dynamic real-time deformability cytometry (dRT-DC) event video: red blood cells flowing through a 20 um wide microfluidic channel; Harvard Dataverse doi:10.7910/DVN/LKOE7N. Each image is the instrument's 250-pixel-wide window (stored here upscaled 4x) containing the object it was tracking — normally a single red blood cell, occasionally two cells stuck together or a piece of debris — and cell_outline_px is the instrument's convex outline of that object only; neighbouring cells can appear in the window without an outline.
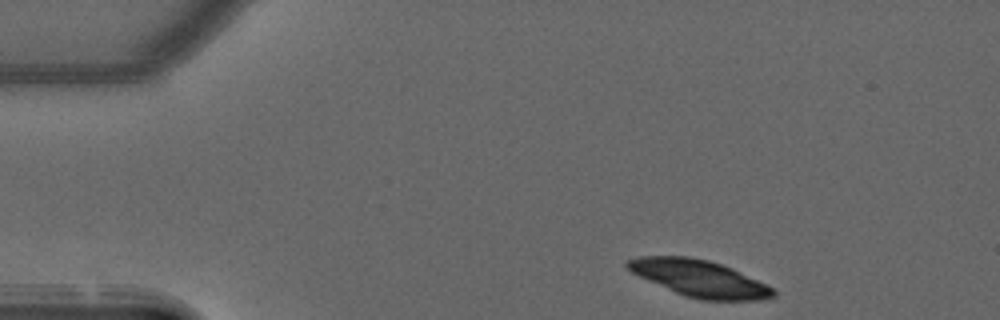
{"species": "common noctule bat (a hibernating species)", "species_latin": "Nyctalus noctula", "temperature_condition": "warm", "stored_images_in_passage": 9, "camera_frame_rate_fps": 3000, "um_per_image_px": 0.085, "animal": {"sex": "male", "forearm_length_mm": 52.5}, "frame": {"image": 1, "passage_image": 1, "time_ms": 0.0, "image_size_px": [1000, 320], "cell_outline_px": [[776, 296], [760, 300], [700, 300], [684, 296], [648, 280], [632, 272], [624, 264], [628, 260], [636, 256], [688, 256], [708, 260], [732, 268], [772, 288], [776, 292]], "centroid_in_image_um": [59.43, 23.66], "position_along_channel_um": 25.6, "area_um2": 30.81}}